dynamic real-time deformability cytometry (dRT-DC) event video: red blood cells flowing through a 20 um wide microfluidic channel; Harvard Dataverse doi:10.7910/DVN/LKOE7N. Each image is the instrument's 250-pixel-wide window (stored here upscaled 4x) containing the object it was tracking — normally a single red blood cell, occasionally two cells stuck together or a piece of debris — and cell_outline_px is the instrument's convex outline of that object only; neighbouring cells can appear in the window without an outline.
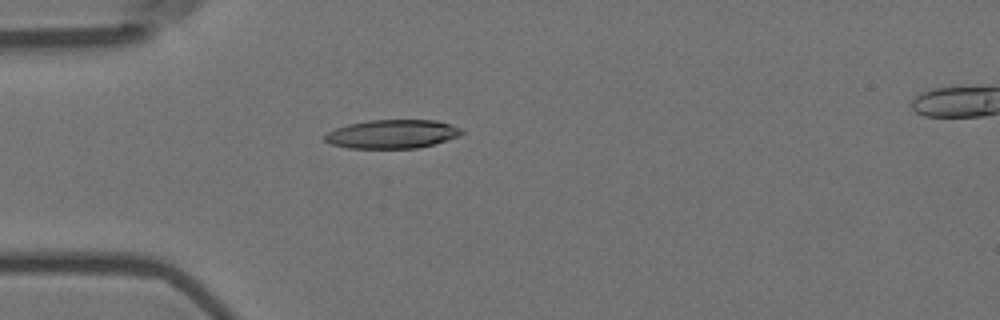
{"species": "Egyptian fruit bat (a non-hibernating species)", "species_latin": "Rousettus aegyptiacus", "temperature_condition": "room temperature", "stored_images_in_passage": 42, "camera_frame_rate_fps": 3000, "um_per_image_px": 0.085, "animal": {"sex": "female"}, "frame": {"image": 1, "passage_image": 1, "time_ms": 0.0, "image_size_px": [1000, 320], "cell_outline_px": [[464, 132], [460, 136], [432, 144], [416, 148], [348, 148], [332, 144], [324, 140], [324, 136], [328, 132], [336, 128], [348, 124], [368, 120], [436, 120], [452, 124], [464, 128]], "centroid_in_image_um": [33.38, 11.38], "position_along_channel_um": 51.6, "area_um2": 22.95}}
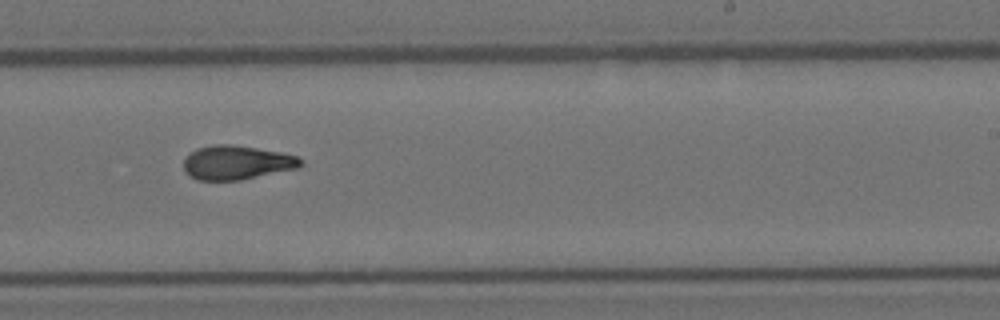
{"frame": {"image": 2, "passage_image": 20, "time_ms": 6.333, "image_size_px": [1000, 320], "cell_outline_px": [[304, 164], [300, 168], [240, 180], [196, 180], [184, 168], [184, 160], [196, 148], [212, 144], [232, 144], [280, 152], [296, 156], [304, 160]], "centroid_in_image_um": [20.17, 13.81], "position_along_channel_um": 268.8, "area_um2": 23.24}}
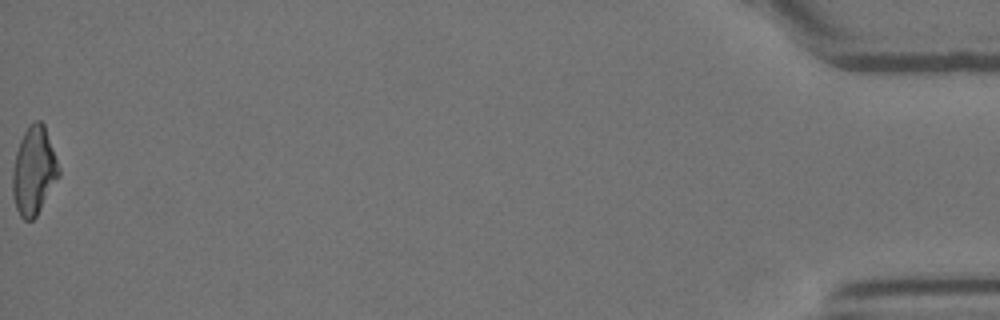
{"frame": {"image": 3, "passage_image": 42, "time_ms": 13.667, "image_size_px": [1000, 320], "cell_outline_px": [[60, 176], [36, 216], [32, 220], [24, 220], [20, 216], [16, 208], [12, 196], [12, 168], [16, 152], [20, 140], [24, 132], [36, 120], [40, 120], [44, 124], [60, 168]], "centroid_in_image_um": [2.87, 14.54], "position_along_channel_um": 432.3, "area_um2": 23.7}, "authors_computed_cell_mechanics": {"area_um2": 23.2356, "velocity_mm_per_s": 3.5932, "shape_relaxation_time_tau1_ms": 7.0476, "shape_relaxation_time_tau2_ms": 3.5339, "deformation_change_tau1": 0.2076, "deformation_change_tau2": 0.1143}}